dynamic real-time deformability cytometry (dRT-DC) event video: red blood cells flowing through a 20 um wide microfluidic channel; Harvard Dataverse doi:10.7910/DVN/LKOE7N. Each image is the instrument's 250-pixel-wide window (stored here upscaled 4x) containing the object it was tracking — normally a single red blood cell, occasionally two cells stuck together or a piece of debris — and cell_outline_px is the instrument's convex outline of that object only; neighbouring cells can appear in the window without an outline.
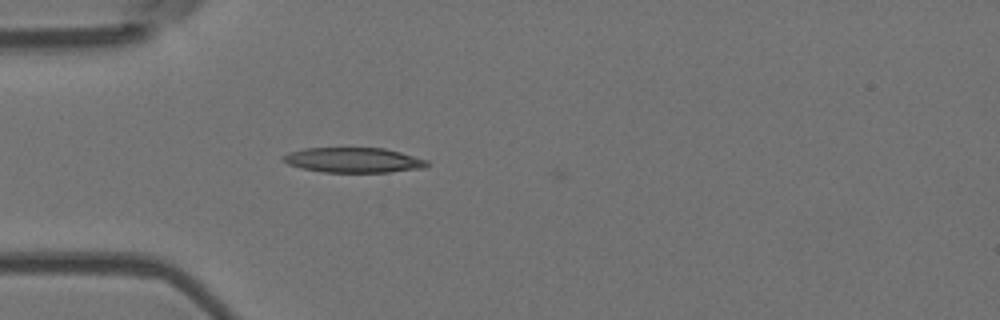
{"species": "Egyptian fruit bat (a non-hibernating species)", "species_latin": "Rousettus aegyptiacus", "temperature_condition": "room temperature", "stored_images_in_passage": 40, "camera_frame_rate_fps": 3000, "um_per_image_px": 0.085, "animal": {"sex": "female"}, "frame": {"image": 1, "passage_image": 1, "time_ms": 0.0, "image_size_px": [1000, 320], "cell_outline_px": [[428, 168], [388, 172], [324, 172], [300, 168], [288, 164], [280, 160], [280, 156], [288, 152], [304, 148], [384, 148], [400, 152], [428, 160]], "centroid_in_image_um": [30.01, 13.61], "position_along_channel_um": 55.0, "area_um2": 21.21}}
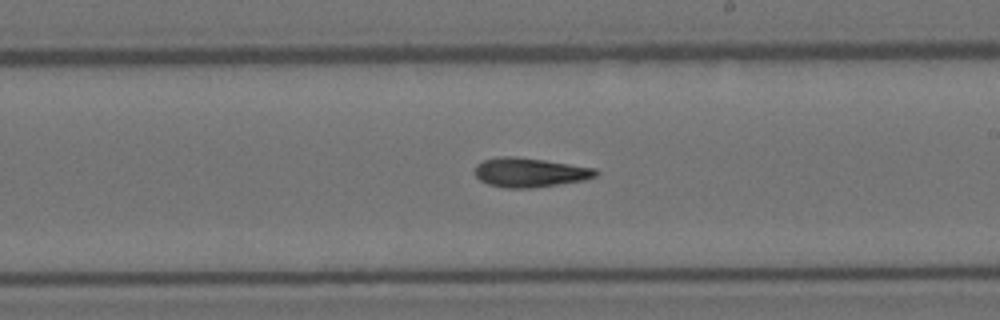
{"frame": {"image": 2, "passage_image": 17, "time_ms": 5.333, "image_size_px": [1000, 320], "cell_outline_px": [[600, 172], [596, 176], [584, 180], [528, 188], [508, 188], [488, 184], [480, 180], [476, 176], [476, 164], [484, 160], [496, 156], [516, 156], [544, 160], [596, 168]], "centroid_in_image_um": [45.03, 14.64], "position_along_channel_um": 244.0, "area_um2": 20.52}}
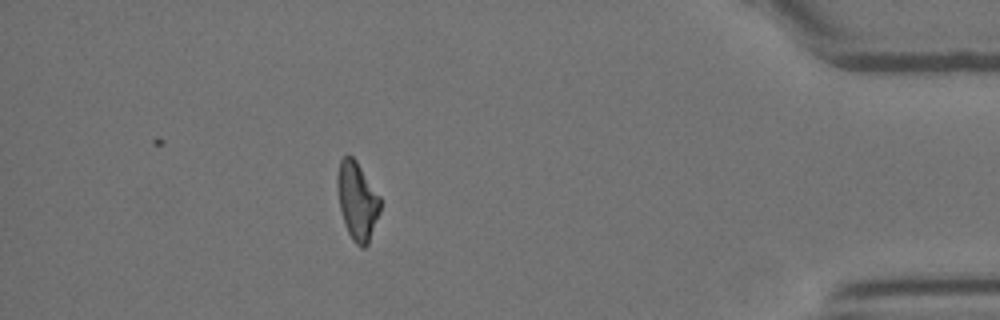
{"frame": {"image": 3, "passage_image": 34, "time_ms": 11.0, "image_size_px": [1000, 320], "cell_outline_px": [[380, 212], [368, 244], [364, 248], [360, 248], [352, 240], [348, 232], [340, 208], [336, 188], [336, 176], [340, 160], [348, 152], [356, 160], [380, 196]], "centroid_in_image_um": [30.35, 17.05], "position_along_channel_um": 404.8, "area_um2": 19.65}}